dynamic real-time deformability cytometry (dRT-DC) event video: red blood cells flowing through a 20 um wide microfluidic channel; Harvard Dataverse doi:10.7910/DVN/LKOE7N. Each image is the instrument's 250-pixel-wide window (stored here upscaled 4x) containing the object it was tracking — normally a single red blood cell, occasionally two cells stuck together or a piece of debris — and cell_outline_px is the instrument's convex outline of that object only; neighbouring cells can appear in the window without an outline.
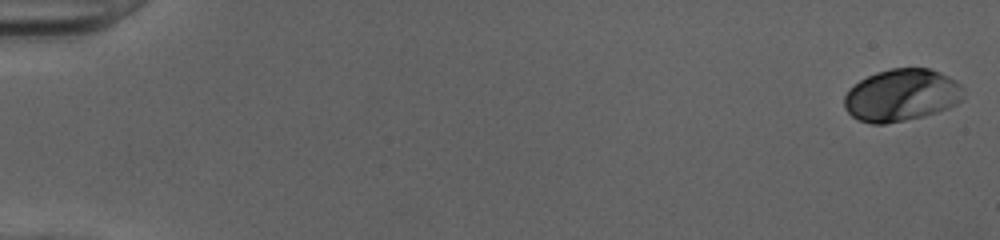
{"species": "human", "species_latin": "Homo sapiens", "temperature_condition": "cold", "stored_images_in_passage": 52, "camera_frame_rate_fps": 3000, "um_per_image_px": 0.085, "donor": {"sex": "female"}, "frame": {"image": 1, "passage_image": 1, "time_ms": 0.0, "image_size_px": [1000, 240], "cell_outline_px": [[964, 100], [948, 108], [924, 116], [884, 124], [872, 124], [860, 120], [852, 116], [844, 108], [844, 96], [848, 88], [860, 80], [876, 72], [892, 68], [928, 68], [940, 72], [956, 80], [964, 88]], "centroid_in_image_um": [76.64, 8.08], "position_along_channel_um": 8.4, "area_um2": 36.53}}
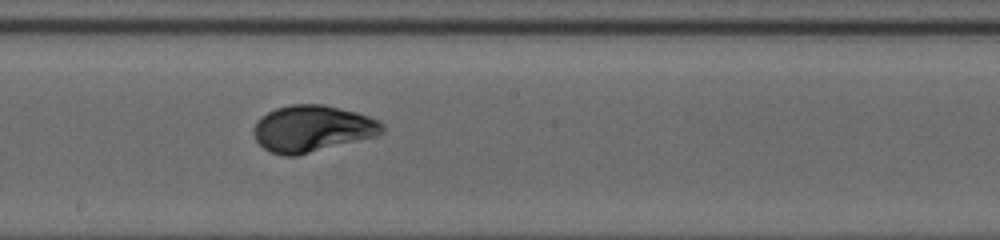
{"frame": {"image": 2, "passage_image": 30, "time_ms": 9.667, "image_size_px": [1000, 240], "cell_outline_px": [[384, 132], [376, 136], [296, 156], [284, 156], [268, 152], [256, 140], [252, 132], [252, 128], [256, 120], [260, 116], [276, 108], [292, 104], [324, 104], [356, 112], [380, 120], [384, 124]], "centroid_in_image_um": [26.52, 10.93], "position_along_channel_um": 221.7, "area_um2": 35.2}}
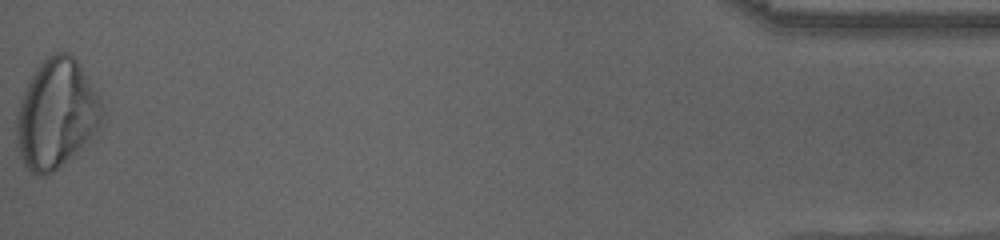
{"frame": {"image": 3, "passage_image": 52, "time_ms": 17.0, "image_size_px": [1000, 240], "cell_outline_px": [[104, 112], [96, 132], [76, 152], [52, 172], [44, 176], [36, 176], [24, 164], [20, 156], [16, 140], [16, 112], [24, 88], [28, 80], [36, 68], [48, 56], [56, 52], [68, 52], [76, 60], [96, 92], [100, 100]], "centroid_in_image_um": [4.75, 9.68], "position_along_channel_um": 430.5, "area_um2": 53.99}, "authors_computed_cell_mechanics": {"area_um2": 35.3736, "velocity_mm_per_s": 4.0217, "shape_relaxation_time_tau1_ms": 3.416, "shape_relaxation_time_tau2_ms": null, "deformation_change_tau1": 0.1536, "deformation_change_tau2": null}}